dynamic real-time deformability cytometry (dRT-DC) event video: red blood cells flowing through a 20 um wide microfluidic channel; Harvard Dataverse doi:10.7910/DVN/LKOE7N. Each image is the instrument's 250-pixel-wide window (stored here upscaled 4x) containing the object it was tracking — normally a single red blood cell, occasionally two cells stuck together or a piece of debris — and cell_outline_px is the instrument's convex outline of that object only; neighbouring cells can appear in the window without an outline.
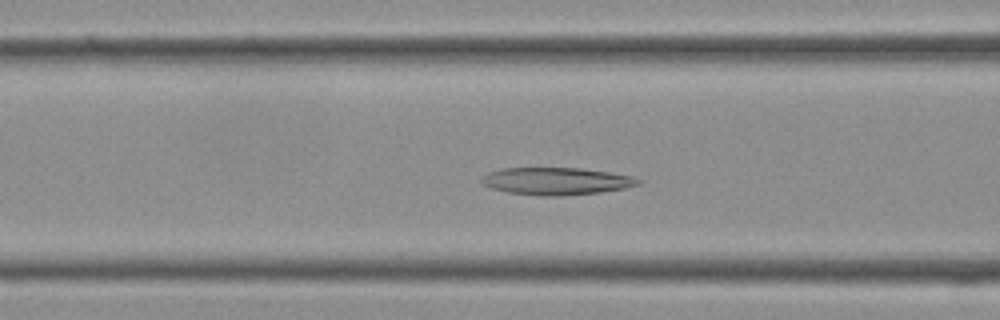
{"species": "Egyptian fruit bat (a non-hibernating species)", "species_latin": "Rousettus aegyptiacus", "temperature_condition": "cold", "stored_images_in_passage": 39, "segment_of_instrument_passage": [1, 2], "camera_frame_rate_fps": 3000, "um_per_image_px": 0.085, "frame": {"image": 1, "passage_image": 15, "time_ms": 4.667, "image_size_px": [1000, 320], "cell_outline_px": [[644, 180], [640, 184], [624, 188], [600, 192], [560, 196], [540, 196], [508, 192], [492, 188], [480, 184], [480, 180], [488, 172], [500, 168], [580, 168], [608, 172], [632, 176]], "centroid_in_image_um": [47.27, 15.4], "position_along_channel_um": 119.3, "area_um2": 25.03}}
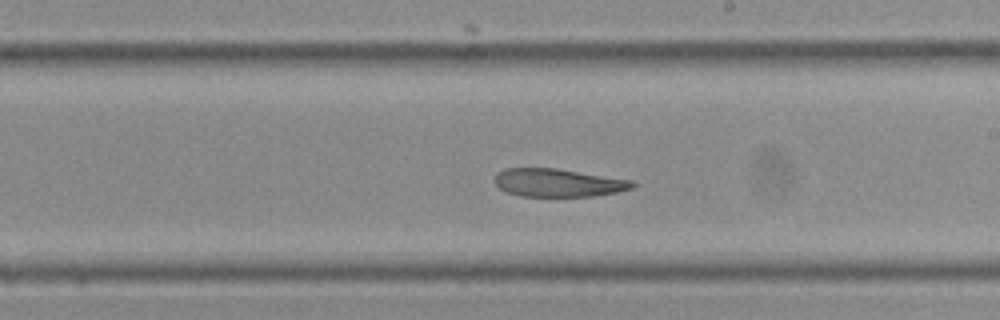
{"frame": {"image": 2, "passage_image": 22, "time_ms": 7.0, "image_size_px": [1000, 320], "cell_outline_px": [[636, 184], [632, 188], [616, 192], [596, 196], [520, 196], [508, 192], [500, 188], [496, 184], [496, 172], [504, 168], [556, 168], [636, 180]], "centroid_in_image_um": [47.49, 15.52], "position_along_channel_um": 241.5, "area_um2": 22.66}}
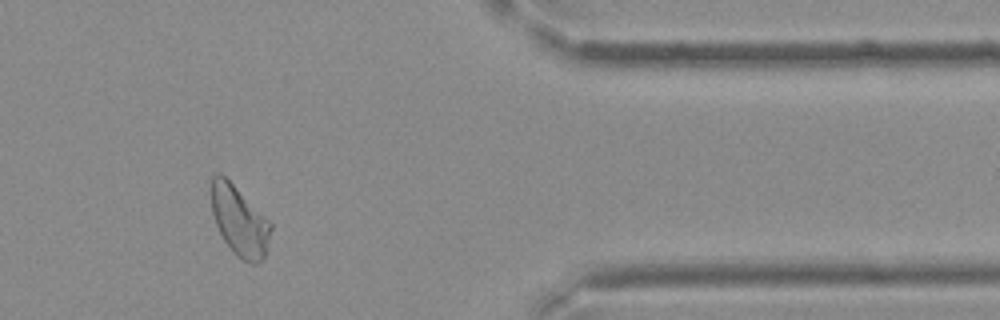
{"frame": {"image": 3, "passage_image": 32, "time_ms": 10.333, "image_size_px": [1000, 320], "cell_outline_px": [[272, 228], [264, 256], [256, 264], [252, 264], [236, 256], [232, 252], [224, 240], [216, 224], [212, 212], [212, 176], [216, 172], [220, 172], [272, 224]], "centroid_in_image_um": [20.34, 18.8], "position_along_channel_um": 391.1, "area_um2": 23.58}}